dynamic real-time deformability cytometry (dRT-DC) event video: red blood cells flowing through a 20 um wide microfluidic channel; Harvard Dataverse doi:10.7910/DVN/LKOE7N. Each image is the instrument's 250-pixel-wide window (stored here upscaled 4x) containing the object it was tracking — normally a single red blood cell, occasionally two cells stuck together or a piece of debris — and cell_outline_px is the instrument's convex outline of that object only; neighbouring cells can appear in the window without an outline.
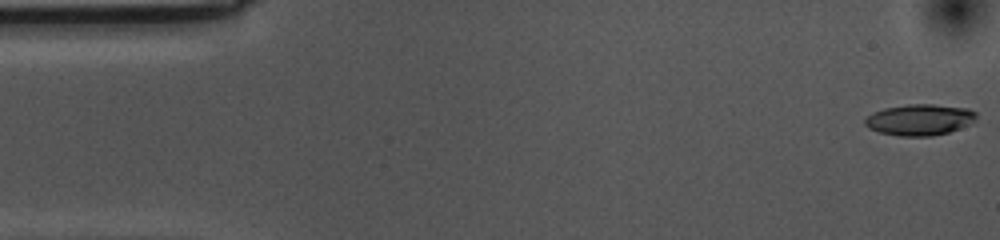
{"species": "common noctule bat (a hibernating species)", "species_latin": "Nyctalus noctula", "temperature_condition": "cold", "stored_images_in_passage": 55, "camera_frame_rate_fps": 3000, "um_per_image_px": 0.085, "animal": {"sex": "female", "body_mass_g": 10.0, "forearm_length_mm": 53.1}, "frame": {"image": 1, "passage_image": 1, "time_ms": 0.0, "image_size_px": [1000, 240], "cell_outline_px": [[976, 120], [972, 124], [948, 132], [932, 136], [900, 136], [880, 132], [868, 128], [864, 124], [864, 120], [872, 112], [884, 108], [908, 104], [932, 104], [968, 108], [976, 112]], "centroid_in_image_um": [78.18, 10.17], "position_along_channel_um": 6.8, "area_um2": 20.35}}
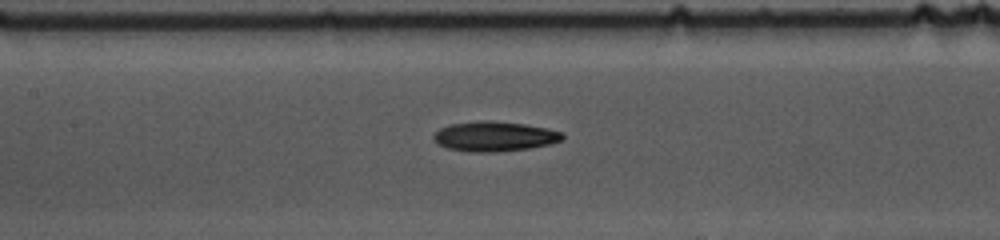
{"frame": {"image": 2, "passage_image": 24, "time_ms": 7.667, "image_size_px": [1000, 240], "cell_outline_px": [[564, 140], [548, 144], [528, 148], [496, 152], [468, 152], [448, 148], [436, 144], [432, 140], [432, 136], [440, 128], [452, 124], [480, 120], [492, 120], [524, 124], [564, 132]], "centroid_in_image_um": [42.0, 11.59], "position_along_channel_um": 165.4, "area_um2": 22.54}}
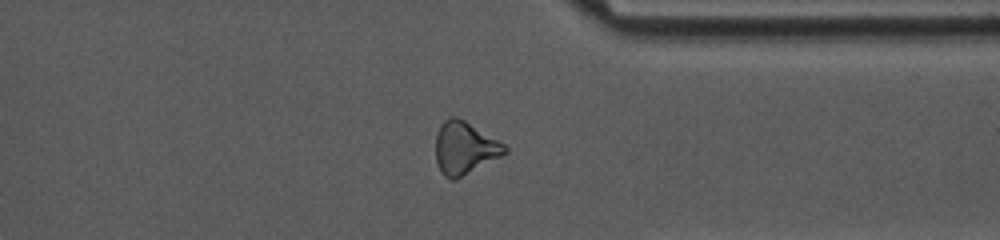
{"frame": {"image": 3, "passage_image": 42, "time_ms": 13.667, "image_size_px": [1000, 240], "cell_outline_px": [[508, 152], [456, 180], [452, 180], [444, 176], [436, 164], [436, 136], [440, 124], [448, 116], [456, 116], [464, 120], [504, 144], [508, 148]], "centroid_in_image_um": [39.47, 12.58], "position_along_channel_um": 371.9, "area_um2": 21.1}, "authors_computed_cell_mechanics": {"area_um2": 21.4438, "velocity_mm_per_s": 3.5421, "shape_relaxation_time_tau1_ms": 4.4948, "shape_relaxation_time_tau2_ms": null, "deformation_change_tau1": 0.1553, "deformation_change_tau2": null}}